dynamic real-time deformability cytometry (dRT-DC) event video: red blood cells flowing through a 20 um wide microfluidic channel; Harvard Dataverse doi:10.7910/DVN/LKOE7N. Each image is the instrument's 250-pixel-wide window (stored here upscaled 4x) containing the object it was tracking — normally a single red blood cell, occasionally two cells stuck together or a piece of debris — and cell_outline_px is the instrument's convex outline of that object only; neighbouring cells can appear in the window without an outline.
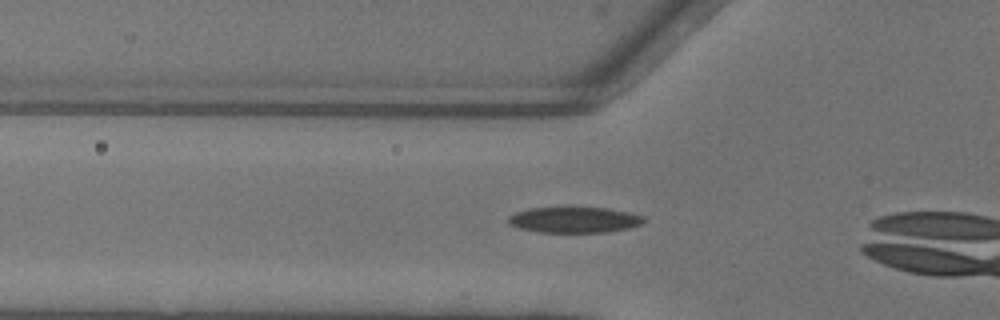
{"species": "common noctule bat (a hibernating species)", "species_latin": "Nyctalus noctula", "temperature_condition": "warm", "stored_images_in_passage": 39, "camera_frame_rate_fps": 3000, "um_per_image_px": 0.085, "animal": {"sex": "female"}, "frame": {"image": 1, "passage_image": 16, "time_ms": 5.0, "image_size_px": [1000, 320], "cell_outline_px": [[644, 220], [640, 224], [628, 228], [604, 232], [540, 232], [520, 228], [508, 224], [508, 216], [516, 212], [532, 208], [608, 208], [628, 212], [644, 216]], "centroid_in_image_um": [48.8, 18.69], "position_along_channel_um": 77.0, "area_um2": 20.06}}
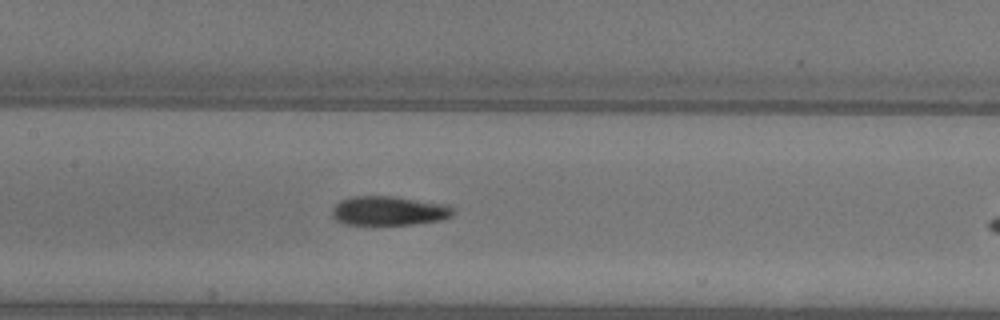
{"frame": {"image": 2, "passage_image": 23, "time_ms": 7.333, "image_size_px": [1000, 320], "cell_outline_px": [[452, 216], [444, 220], [416, 224], [344, 224], [336, 220], [332, 216], [332, 208], [340, 200], [348, 196], [392, 196], [444, 204], [452, 208]], "centroid_in_image_um": [33.02, 17.92], "position_along_channel_um": 174.4, "area_um2": 20.58}}
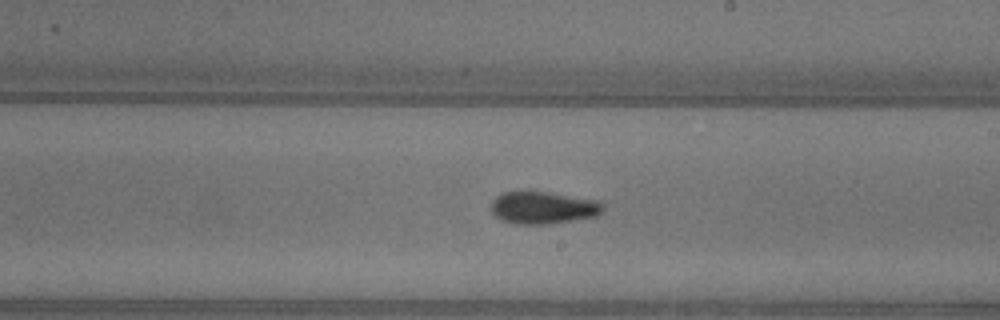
{"frame": {"image": 3, "passage_image": 28, "time_ms": 9.0, "image_size_px": [1000, 320], "cell_outline_px": [[604, 208], [596, 216], [548, 224], [516, 224], [500, 220], [492, 212], [492, 200], [496, 196], [504, 192], [548, 192], [600, 200], [604, 204]], "centroid_in_image_um": [46.18, 17.65], "position_along_channel_um": 242.8, "area_um2": 21.04}}